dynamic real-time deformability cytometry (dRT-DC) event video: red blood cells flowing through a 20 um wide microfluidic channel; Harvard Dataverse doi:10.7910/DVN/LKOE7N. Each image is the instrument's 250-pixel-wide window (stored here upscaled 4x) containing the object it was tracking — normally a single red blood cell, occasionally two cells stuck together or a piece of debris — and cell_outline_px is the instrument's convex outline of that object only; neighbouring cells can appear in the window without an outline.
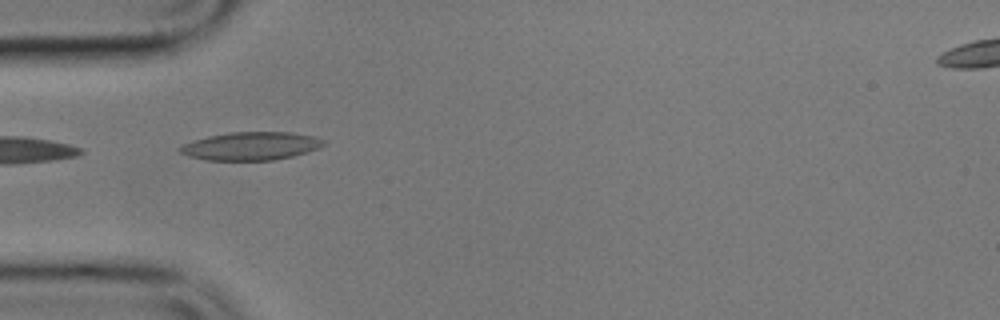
{"species": "common noctule bat (a hibernating species)", "species_latin": "Nyctalus noctula", "temperature_condition": "cold", "stored_images_in_passage": 5, "camera_frame_rate_fps": 3000, "um_per_image_px": 0.085, "animal": {"sex": "male", "body_mass_g": 17.9}, "frame": {"image": 1, "passage_image": 4, "time_ms": 3.667, "image_size_px": [1000, 320], "cell_outline_px": [[324, 144], [320, 148], [308, 152], [292, 156], [272, 160], [208, 160], [188, 156], [180, 152], [180, 148], [184, 144], [208, 136], [228, 132], [292, 132], [316, 136], [324, 140]], "centroid_in_image_um": [21.39, 12.41], "position_along_channel_um": 63.6, "area_um2": 23.47}}
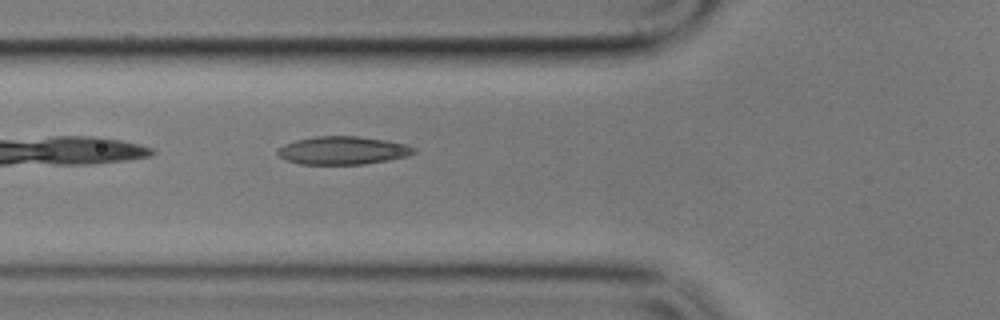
{"frame": {"image": 2, "passage_image": 5, "time_ms": 4.667, "image_size_px": [1000, 320], "cell_outline_px": [[416, 152], [408, 156], [388, 160], [364, 164], [300, 164], [284, 160], [276, 152], [276, 148], [284, 144], [296, 140], [316, 136], [356, 136], [384, 140], [404, 144], [416, 148]], "centroid_in_image_um": [29.1, 12.79], "position_along_channel_um": 96.7, "area_um2": 22.31}}